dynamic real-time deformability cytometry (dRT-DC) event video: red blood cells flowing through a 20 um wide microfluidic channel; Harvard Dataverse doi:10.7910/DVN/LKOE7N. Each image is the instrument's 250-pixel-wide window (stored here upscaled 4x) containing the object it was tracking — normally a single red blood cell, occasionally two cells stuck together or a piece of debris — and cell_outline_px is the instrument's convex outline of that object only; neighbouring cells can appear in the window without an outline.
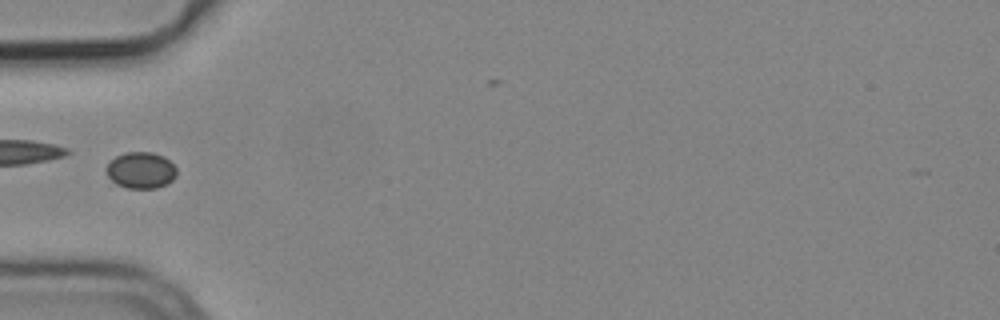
{"species": "common noctule bat (a hibernating species)", "species_latin": "Nyctalus noctula", "temperature_condition": "cold", "stored_images_in_passage": 5, "camera_frame_rate_fps": 3000, "um_per_image_px": 0.085, "animal": {"sex": "male", "body_mass_g": 19.2, "forearm_length_mm": 51.8}, "frame": {"image": 1, "passage_image": 5, "time_ms": 1.333, "image_size_px": [1000, 320], "cell_outline_px": [[176, 176], [168, 184], [156, 188], [128, 188], [116, 184], [108, 176], [104, 168], [116, 156], [128, 152], [152, 152], [164, 156], [176, 168]], "centroid_in_image_um": [11.98, 14.47], "position_along_channel_um": 73.0, "area_um2": 14.91}}